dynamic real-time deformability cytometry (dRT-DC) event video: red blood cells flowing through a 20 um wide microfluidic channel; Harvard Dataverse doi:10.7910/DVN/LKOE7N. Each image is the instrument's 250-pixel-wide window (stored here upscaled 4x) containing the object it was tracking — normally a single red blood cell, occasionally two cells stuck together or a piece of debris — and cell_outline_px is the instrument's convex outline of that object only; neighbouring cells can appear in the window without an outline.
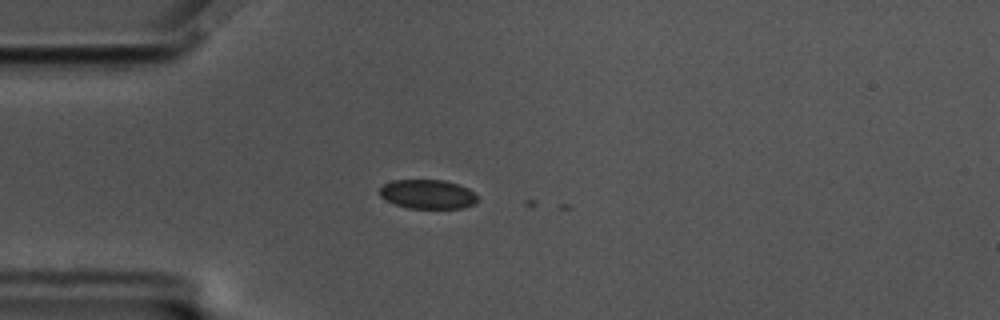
{"species": "common noctule bat (a hibernating species)", "species_latin": "Nyctalus noctula", "temperature_condition": "cold", "stored_images_in_passage": 4, "camera_frame_rate_fps": 3000, "um_per_image_px": 0.085, "animal": {"sex": "male", "body_mass_g": 17.5, "forearm_length_mm": 52.3}, "frame": {"image": 1, "passage_image": 2, "time_ms": 0.333, "image_size_px": [1000, 320], "cell_outline_px": [[476, 204], [460, 208], [408, 208], [384, 200], [380, 196], [380, 188], [384, 184], [392, 180], [444, 180], [468, 188], [476, 196]], "centroid_in_image_um": [36.32, 16.51], "position_along_channel_um": 48.7, "area_um2": 16.53}}